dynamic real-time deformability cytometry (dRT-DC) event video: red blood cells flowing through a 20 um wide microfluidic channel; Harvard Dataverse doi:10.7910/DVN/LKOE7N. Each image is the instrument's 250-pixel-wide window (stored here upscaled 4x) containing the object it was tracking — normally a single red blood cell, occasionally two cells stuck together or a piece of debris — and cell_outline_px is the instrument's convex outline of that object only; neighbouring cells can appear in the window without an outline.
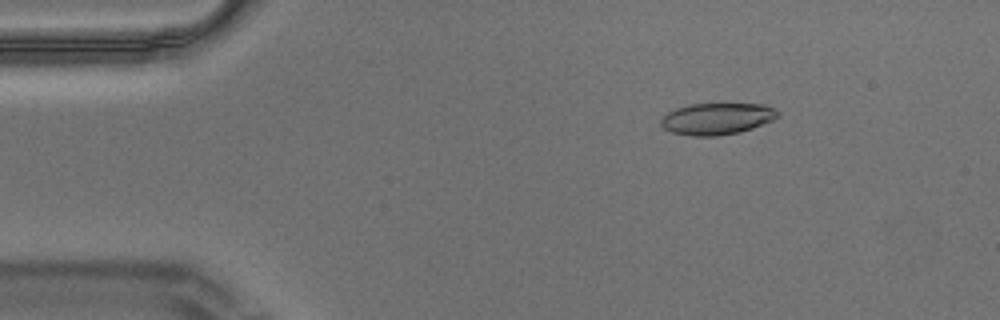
{"species": "Egyptian fruit bat (a non-hibernating species)", "species_latin": "Rousettus aegyptiacus", "temperature_condition": "warm", "stored_images_in_passage": 55, "camera_frame_rate_fps": 3000, "um_per_image_px": 0.085, "animal": {"sex": "male"}, "frame": {"image": 1, "passage_image": 6, "time_ms": 1.667, "image_size_px": [1000, 320], "cell_outline_px": [[780, 116], [772, 120], [752, 128], [740, 132], [716, 136], [692, 136], [672, 132], [664, 128], [660, 124], [660, 120], [668, 112], [676, 108], [692, 104], [764, 104], [776, 108], [780, 112]], "centroid_in_image_um": [60.97, 10.09], "position_along_channel_um": 24.0, "area_um2": 21.56}}
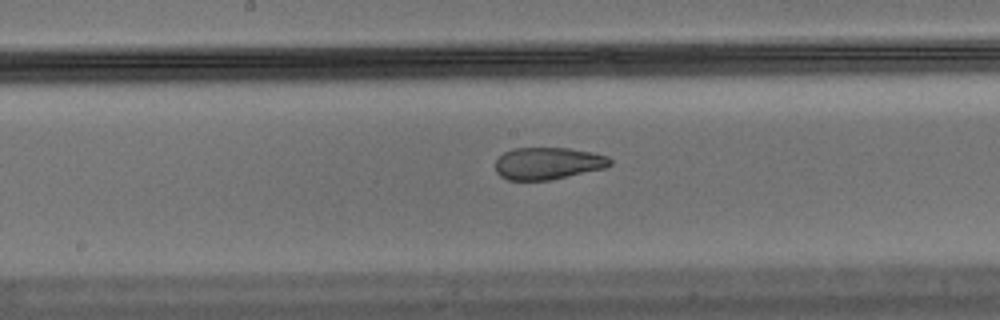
{"frame": {"image": 2, "passage_image": 27, "time_ms": 8.667, "image_size_px": [1000, 320], "cell_outline_px": [[612, 164], [608, 168], [548, 180], [508, 180], [500, 176], [496, 172], [496, 160], [504, 152], [512, 148], [568, 148], [592, 152], [608, 156], [612, 160]], "centroid_in_image_um": [46.6, 13.88], "position_along_channel_um": 201.6, "area_um2": 21.62}}
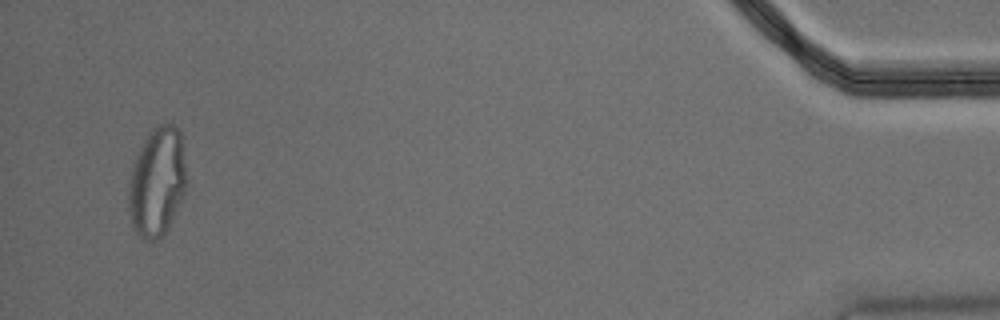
{"frame": {"image": 3, "passage_image": 53, "time_ms": 17.333, "image_size_px": [1000, 320], "cell_outline_px": [[188, 180], [184, 192], [172, 220], [164, 236], [152, 244], [140, 236], [136, 232], [132, 224], [128, 212], [128, 184], [132, 164], [148, 132], [152, 128], [160, 124], [172, 124], [180, 132]], "centroid_in_image_um": [13.34, 15.5], "position_along_channel_um": 421.9, "area_um2": 37.34}, "authors_computed_cell_mechanics": {"area_um2": 22.7732, "velocity_mm_per_s": 3.4774, "shape_relaxation_time_tau1_ms": null, "shape_relaxation_time_tau2_ms": 1.9123, "deformation_change_tau1": null, "deformation_change_tau2": 0.0845}}